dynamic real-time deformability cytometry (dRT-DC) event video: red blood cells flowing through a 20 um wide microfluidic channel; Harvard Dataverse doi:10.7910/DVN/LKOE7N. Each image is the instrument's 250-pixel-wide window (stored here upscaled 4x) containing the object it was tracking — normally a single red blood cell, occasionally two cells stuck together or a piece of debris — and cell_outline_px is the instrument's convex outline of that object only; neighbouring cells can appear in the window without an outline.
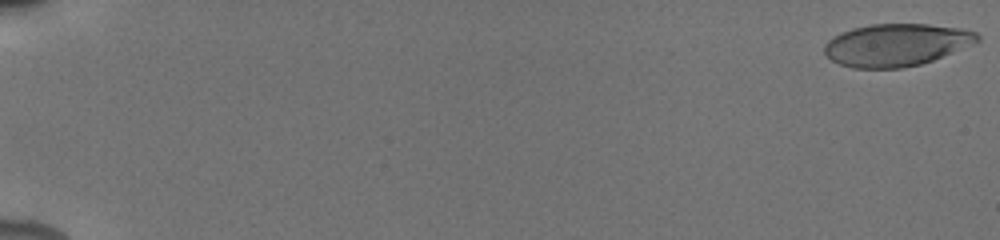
{"species": "human", "species_latin": "Homo sapiens", "temperature_condition": "cold", "stored_images_in_passage": 38, "camera_frame_rate_fps": 3000, "um_per_image_px": 0.085, "donor": {"sex": "male"}, "frame": {"image": 1, "passage_image": 1, "time_ms": 0.0, "image_size_px": [1000, 240], "cell_outline_px": [[980, 40], [932, 60], [920, 64], [900, 68], [852, 68], [840, 64], [832, 60], [824, 52], [824, 44], [832, 36], [840, 32], [852, 28], [872, 24], [928, 24], [960, 28], [976, 32], [980, 36]], "centroid_in_image_um": [76.13, 3.81], "position_along_channel_um": 8.9, "area_um2": 37.57}}
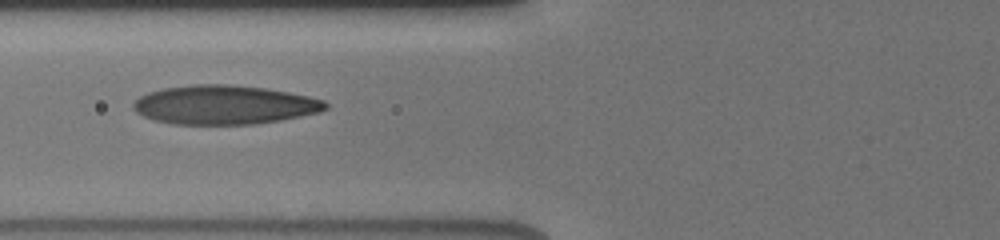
{"frame": {"image": 2, "passage_image": 17, "time_ms": 7.667, "image_size_px": [1000, 240], "cell_outline_px": [[328, 108], [320, 112], [280, 120], [256, 124], [176, 124], [156, 120], [144, 116], [136, 112], [132, 108], [132, 104], [140, 96], [148, 92], [164, 88], [192, 84], [228, 84], [264, 88], [288, 92], [308, 96], [324, 100], [328, 104]], "centroid_in_image_um": [19.07, 8.9], "position_along_channel_um": 106.7, "area_um2": 43.64}}
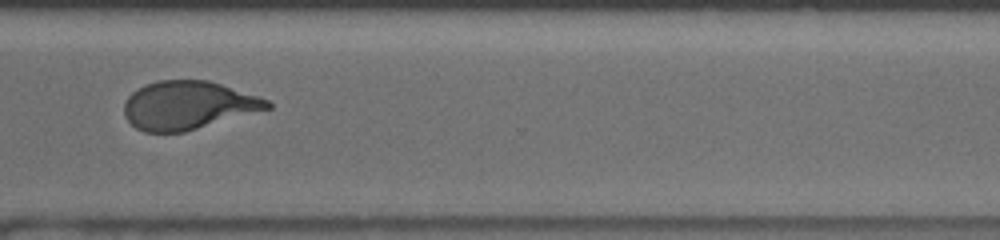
{"frame": {"image": 3, "passage_image": 32, "time_ms": 14.0, "image_size_px": [1000, 240], "cell_outline_px": [[272, 108], [184, 132], [144, 132], [136, 128], [124, 116], [124, 104], [128, 96], [132, 92], [144, 84], [160, 80], [208, 80], [268, 100], [272, 104]], "centroid_in_image_um": [15.95, 8.95], "position_along_channel_um": 354.6, "area_um2": 40.11}, "authors_computed_cell_mechanics": {"area_um2": 40.8068, "velocity_mm_per_s": 3.9166, "shape_relaxation_time_tau1_ms": 5.2279, "shape_relaxation_time_tau2_ms": 0.7337, "deformation_change_tau1": 0.197, "deformation_change_tau2": 0.0656}}